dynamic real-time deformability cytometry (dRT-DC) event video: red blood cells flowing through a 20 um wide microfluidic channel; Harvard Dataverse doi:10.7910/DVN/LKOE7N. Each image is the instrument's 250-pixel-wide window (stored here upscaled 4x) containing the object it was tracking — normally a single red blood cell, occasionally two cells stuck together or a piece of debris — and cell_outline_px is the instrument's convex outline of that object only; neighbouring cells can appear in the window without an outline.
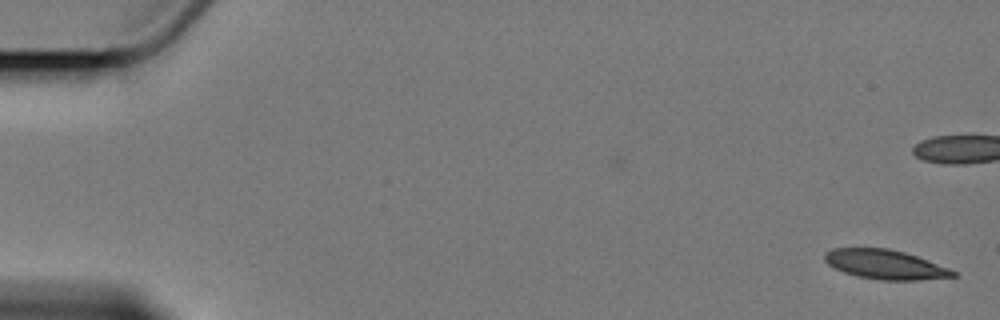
{"species": "Egyptian fruit bat (a non-hibernating species)", "species_latin": "Rousettus aegyptiacus", "temperature_condition": "cold", "stored_images_in_passage": 8, "camera_frame_rate_fps": 3000, "um_per_image_px": 0.085, "animal": {"sex": "female"}, "frame": {"image": 1, "passage_image": 1, "time_ms": 0.0, "image_size_px": [1000, 320], "cell_outline_px": [[956, 276], [916, 280], [880, 280], [860, 276], [844, 272], [828, 264], [824, 260], [824, 252], [832, 248], [888, 248], [904, 252], [916, 256], [948, 268], [956, 272]], "centroid_in_image_um": [75.2, 22.47], "position_along_channel_um": 9.8, "area_um2": 21.68}}
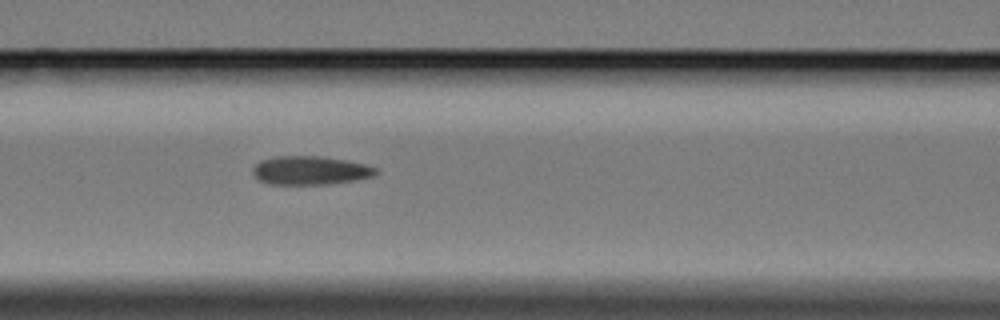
{"frame": {"image": 2, "passage_image": 8, "time_ms": 9.333, "image_size_px": [1000, 320], "cell_outline_px": [[380, 172], [372, 176], [352, 180], [324, 184], [268, 184], [260, 180], [252, 172], [252, 168], [260, 160], [276, 156], [320, 156], [348, 160], [364, 164], [376, 168]], "centroid_in_image_um": [26.35, 14.47], "position_along_channel_um": 140.2, "area_um2": 20.4}}